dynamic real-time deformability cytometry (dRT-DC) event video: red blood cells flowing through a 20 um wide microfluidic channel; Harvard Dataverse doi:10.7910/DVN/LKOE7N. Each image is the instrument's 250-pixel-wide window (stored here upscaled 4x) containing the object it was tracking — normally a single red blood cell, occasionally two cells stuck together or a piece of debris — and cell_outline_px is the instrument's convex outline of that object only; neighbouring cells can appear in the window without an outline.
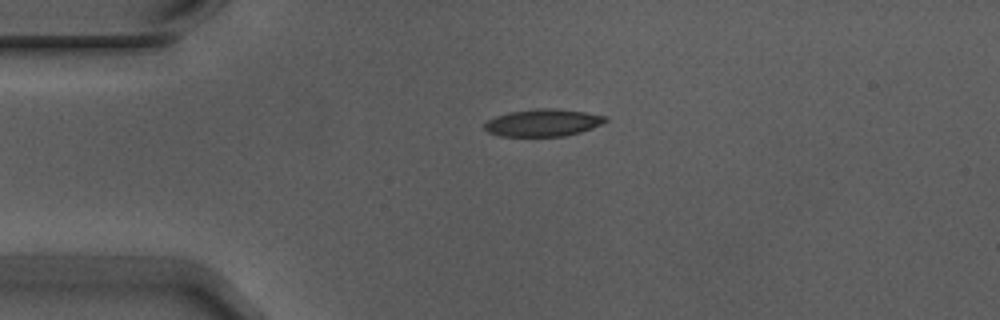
{"species": "Egyptian fruit bat (a non-hibernating species)", "species_latin": "Rousettus aegyptiacus", "temperature_condition": "warm", "stored_images_in_passage": 2, "camera_frame_rate_fps": 3000, "um_per_image_px": 0.085, "animal": {"sex": "male"}, "frame": {"image": 1, "passage_image": 1, "time_ms": 0.0, "image_size_px": [1000, 320], "cell_outline_px": [[608, 120], [592, 128], [580, 132], [564, 136], [500, 136], [488, 132], [484, 128], [484, 124], [488, 120], [496, 116], [508, 112], [536, 108], [556, 108], [584, 112], [604, 116]], "centroid_in_image_um": [46.12, 10.43], "position_along_channel_um": 38.9, "area_um2": 19.13}}